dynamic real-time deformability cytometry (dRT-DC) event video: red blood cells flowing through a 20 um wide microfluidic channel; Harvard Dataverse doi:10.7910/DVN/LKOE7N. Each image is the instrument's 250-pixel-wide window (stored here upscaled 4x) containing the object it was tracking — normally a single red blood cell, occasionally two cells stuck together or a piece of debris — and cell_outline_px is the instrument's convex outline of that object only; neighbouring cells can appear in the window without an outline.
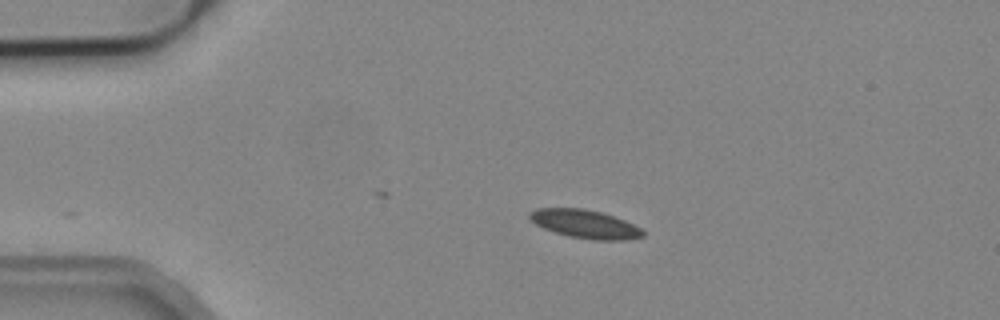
{"species": "common noctule bat (a hibernating species)", "species_latin": "Nyctalus noctula", "temperature_condition": "cold", "stored_images_in_passage": 2, "camera_frame_rate_fps": 3000, "um_per_image_px": 0.085, "animal": {"sex": "male", "body_mass_g": 19.2, "forearm_length_mm": 51.8}, "frame": {"image": 1, "passage_image": 2, "time_ms": 1.333, "image_size_px": [1000, 320], "cell_outline_px": [[644, 236], [628, 240], [592, 240], [568, 236], [544, 228], [536, 224], [528, 216], [528, 212], [536, 208], [584, 208], [600, 212], [624, 220], [640, 228], [644, 232]], "centroid_in_image_um": [49.72, 19.04], "position_along_channel_um": 35.3, "area_um2": 18.67}}